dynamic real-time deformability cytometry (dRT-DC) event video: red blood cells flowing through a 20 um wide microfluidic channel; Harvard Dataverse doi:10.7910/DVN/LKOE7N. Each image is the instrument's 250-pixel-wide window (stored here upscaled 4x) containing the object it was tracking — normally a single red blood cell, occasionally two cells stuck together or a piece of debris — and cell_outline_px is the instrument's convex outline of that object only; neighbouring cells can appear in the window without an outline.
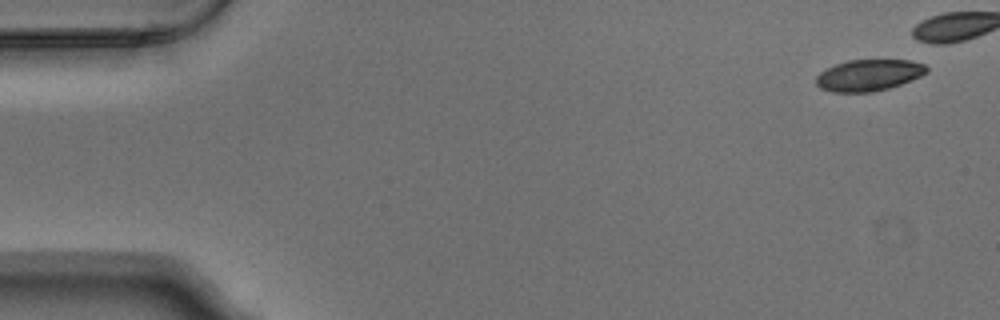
{"species": "Egyptian fruit bat (a non-hibernating species)", "species_latin": "Rousettus aegyptiacus", "temperature_condition": "warm", "stored_images_in_passage": 7, "camera_frame_rate_fps": 3000, "um_per_image_px": 0.085, "animal": {"sex": "male"}, "frame": {"image": 1, "passage_image": 1, "time_ms": 0.0, "image_size_px": [1000, 320], "cell_outline_px": [[928, 72], [920, 76], [900, 84], [888, 88], [872, 92], [832, 92], [820, 88], [816, 84], [816, 76], [820, 72], [836, 64], [848, 60], [912, 60], [924, 64], [928, 68]], "centroid_in_image_um": [73.84, 6.39], "position_along_channel_um": 11.2, "area_um2": 20.17}}
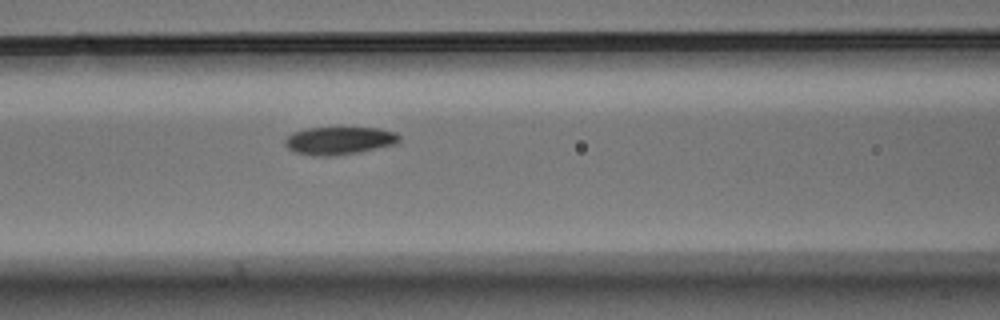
{"frame": {"image": 2, "passage_image": 7, "time_ms": 2.0, "image_size_px": [1000, 320], "cell_outline_px": [[400, 140], [392, 144], [360, 152], [332, 156], [312, 156], [296, 152], [288, 148], [284, 144], [284, 140], [292, 132], [308, 128], [376, 128], [396, 132], [400, 136]], "centroid_in_image_um": [28.79, 11.95], "position_along_channel_um": 137.8, "area_um2": 18.38}}